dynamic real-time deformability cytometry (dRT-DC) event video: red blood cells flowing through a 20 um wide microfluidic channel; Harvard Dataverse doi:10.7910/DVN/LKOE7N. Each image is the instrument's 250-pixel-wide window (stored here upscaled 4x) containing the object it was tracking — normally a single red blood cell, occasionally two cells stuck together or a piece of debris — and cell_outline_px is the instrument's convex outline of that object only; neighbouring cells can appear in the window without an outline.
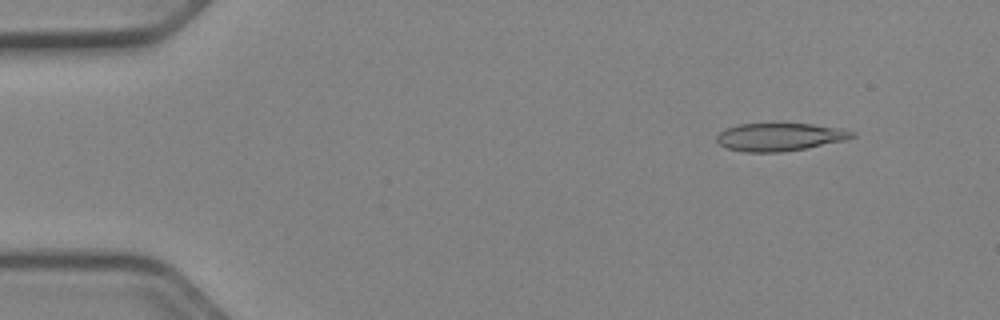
{"species": "Egyptian fruit bat (a non-hibernating species)", "species_latin": "Rousettus aegyptiacus", "temperature_condition": "cold", "stored_images_in_passage": 52, "camera_frame_rate_fps": 3000, "um_per_image_px": 0.085, "animal": {"sex": "female"}, "frame": {"image": 1, "passage_image": 6, "time_ms": 1.667, "image_size_px": [1000, 320], "cell_outline_px": [[856, 136], [844, 140], [804, 148], [780, 152], [748, 152], [728, 148], [720, 144], [716, 140], [716, 136], [724, 128], [736, 124], [812, 124], [840, 128], [856, 132]], "centroid_in_image_um": [66.26, 11.63], "position_along_channel_um": 18.7, "area_um2": 21.79}}
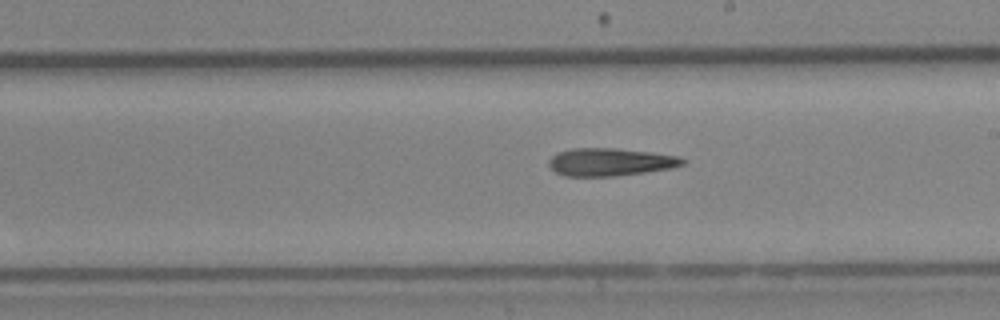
{"frame": {"image": 2, "passage_image": 30, "time_ms": 9.667, "image_size_px": [1000, 320], "cell_outline_px": [[684, 164], [672, 168], [616, 176], [564, 176], [556, 172], [548, 164], [548, 160], [556, 152], [572, 148], [616, 148], [652, 152], [676, 156], [684, 160]], "centroid_in_image_um": [51.82, 13.76], "position_along_channel_um": 237.2, "area_um2": 21.62}}
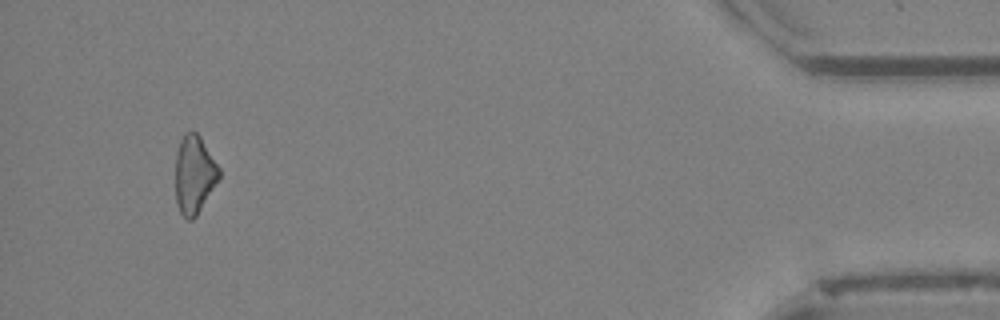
{"frame": {"image": 3, "passage_image": 49, "time_ms": 16.0, "image_size_px": [1000, 320], "cell_outline_px": [[220, 180], [196, 216], [192, 220], [188, 220], [180, 212], [176, 204], [176, 152], [180, 140], [184, 132], [196, 132], [200, 136], [220, 168]], "centroid_in_image_um": [16.52, 14.84], "position_along_channel_um": 418.7, "area_um2": 20.06}}